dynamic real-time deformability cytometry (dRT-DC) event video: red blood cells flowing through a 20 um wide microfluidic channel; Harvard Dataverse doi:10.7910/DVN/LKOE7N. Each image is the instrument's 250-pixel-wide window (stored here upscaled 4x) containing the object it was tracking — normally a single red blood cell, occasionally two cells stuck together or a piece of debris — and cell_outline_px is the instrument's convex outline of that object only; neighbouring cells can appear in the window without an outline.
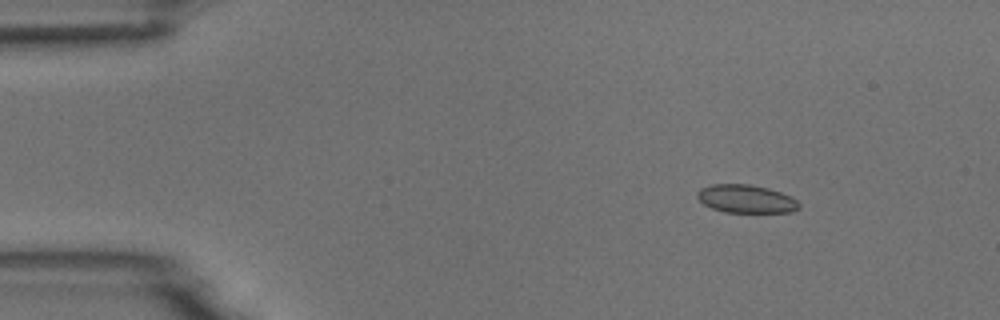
{"species": "common noctule bat (a hibernating species)", "species_latin": "Nyctalus noctula", "temperature_condition": "room temperature", "stored_images_in_passage": 9, "camera_frame_rate_fps": 3000, "um_per_image_px": 0.085, "animal": {"sex": "male", "body_mass_g": 18.8}, "frame": {"image": 1, "passage_image": 2, "time_ms": 0.333, "image_size_px": [1000, 320], "cell_outline_px": [[800, 208], [792, 212], [724, 212], [712, 208], [704, 204], [696, 196], [696, 192], [700, 188], [712, 184], [748, 184], [768, 188], [792, 196], [800, 204]], "centroid_in_image_um": [63.42, 16.9], "position_along_channel_um": 21.6, "area_um2": 16.76}}
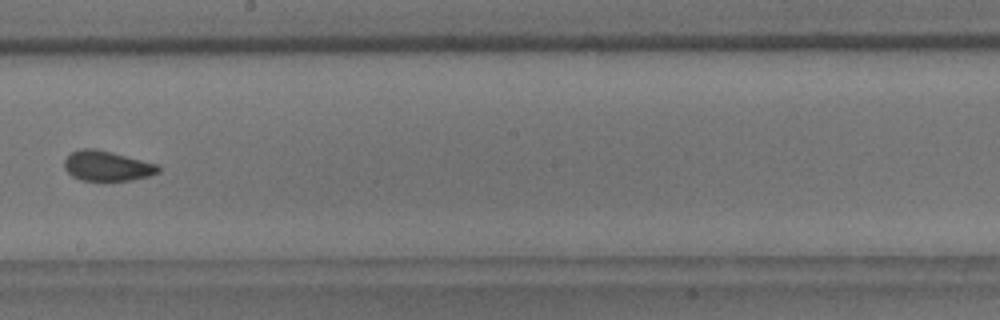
{"frame": {"image": 2, "passage_image": 9, "time_ms": 2.667, "image_size_px": [1000, 320], "cell_outline_px": [[160, 172], [148, 176], [132, 180], [80, 180], [72, 176], [64, 168], [64, 160], [72, 152], [80, 148], [96, 148], [160, 164]], "centroid_in_image_um": [9.12, 14.09], "position_along_channel_um": 239.1, "area_um2": 16.59}}